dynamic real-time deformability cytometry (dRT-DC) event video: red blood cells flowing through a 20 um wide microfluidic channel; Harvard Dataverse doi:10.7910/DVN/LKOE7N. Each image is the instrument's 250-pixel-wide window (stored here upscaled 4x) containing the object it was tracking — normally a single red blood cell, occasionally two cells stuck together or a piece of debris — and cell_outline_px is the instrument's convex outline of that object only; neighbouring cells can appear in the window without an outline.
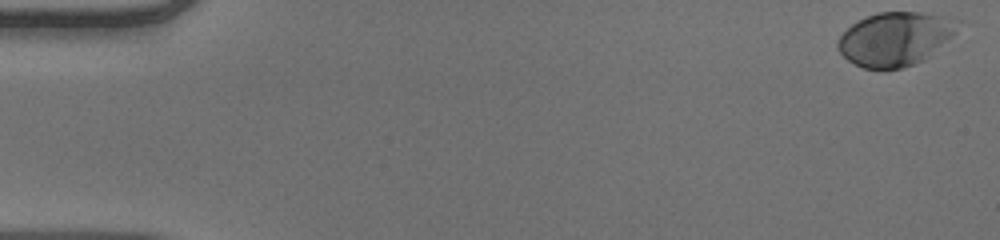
{"species": "human", "species_latin": "Homo sapiens", "temperature_condition": "warm", "stored_images_in_passage": 53, "camera_frame_rate_fps": 3000, "um_per_image_px": 0.085, "donor": {"sex": "male"}, "frame": {"image": 1, "passage_image": 1, "time_ms": 0.0, "image_size_px": [1000, 240], "cell_outline_px": [[960, 20], [956, 32], [932, 56], [924, 60], [900, 68], [864, 68], [848, 60], [836, 48], [836, 40], [852, 24], [868, 16], [880, 12], [920, 12], [952, 16]], "centroid_in_image_um": [76.14, 3.29], "position_along_channel_um": 8.9, "area_um2": 37.63}}
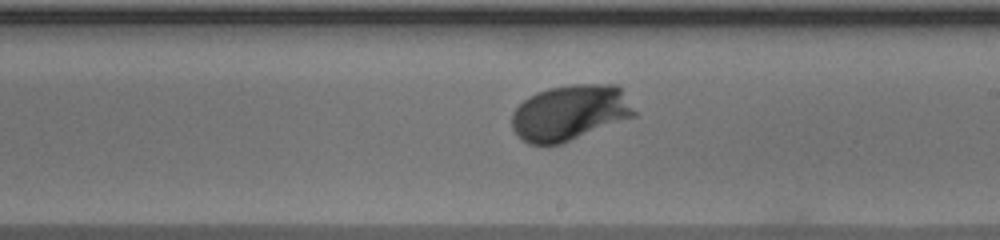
{"frame": {"image": 2, "passage_image": 31, "time_ms": 10.0, "image_size_px": [1000, 240], "cell_outline_px": [[636, 116], [560, 144], [528, 144], [512, 128], [512, 112], [528, 96], [536, 92], [548, 88], [572, 84], [616, 84], [620, 88], [636, 112]], "centroid_in_image_um": [48.44, 9.56], "position_along_channel_um": 240.6, "area_um2": 39.48}}
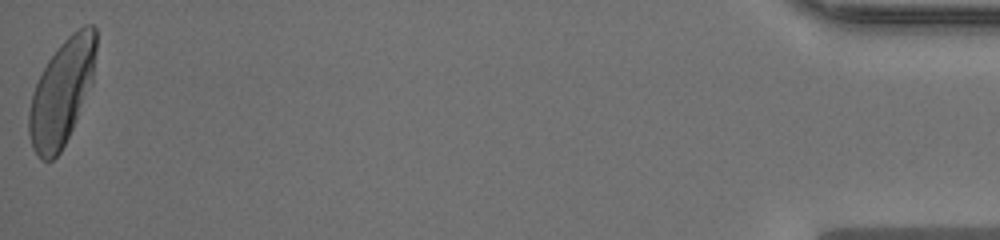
{"frame": {"image": 3, "passage_image": 53, "time_ms": 17.333, "image_size_px": [1000, 240], "cell_outline_px": [[96, 52], [92, 84], [76, 120], [60, 152], [52, 160], [40, 160], [32, 148], [28, 132], [28, 112], [32, 92], [48, 60], [60, 44], [72, 32], [84, 24], [92, 24], [96, 28]], "centroid_in_image_um": [5.25, 7.84], "position_along_channel_um": 430.0, "area_um2": 41.21}, "authors_computed_cell_mechanics": {"area_um2": 37.6856, "velocity_mm_per_s": 3.8718, "shape_relaxation_time_tau1_ms": 2.4145, "shape_relaxation_time_tau2_ms": null, "deformation_change_tau1": 0.1687, "deformation_change_tau2": null}}